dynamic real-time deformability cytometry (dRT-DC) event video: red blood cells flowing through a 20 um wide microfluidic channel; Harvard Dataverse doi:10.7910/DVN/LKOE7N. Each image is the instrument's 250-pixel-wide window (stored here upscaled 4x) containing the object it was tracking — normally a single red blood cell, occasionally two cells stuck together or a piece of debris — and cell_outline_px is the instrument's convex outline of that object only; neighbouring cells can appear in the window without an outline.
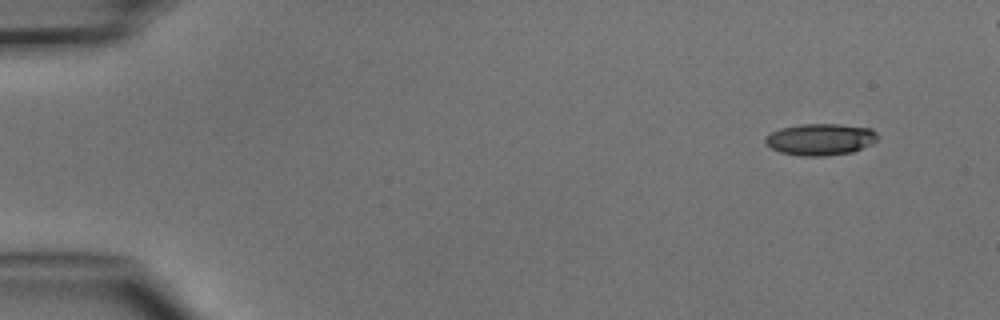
{"species": "common noctule bat (a hibernating species)", "species_latin": "Nyctalus noctula", "temperature_condition": "cold", "stored_images_in_passage": 5, "camera_frame_rate_fps": 3000, "um_per_image_px": 0.085, "animal": {"sex": "male", "body_mass_g": 15.6}, "frame": {"image": 1, "passage_image": 1, "time_ms": 0.0, "image_size_px": [1000, 320], "cell_outline_px": [[880, 136], [876, 140], [852, 152], [824, 156], [800, 156], [780, 152], [764, 144], [764, 136], [780, 128], [800, 124], [840, 124], [872, 128]], "centroid_in_image_um": [69.7, 11.84], "position_along_channel_um": 15.3, "area_um2": 20.81}}